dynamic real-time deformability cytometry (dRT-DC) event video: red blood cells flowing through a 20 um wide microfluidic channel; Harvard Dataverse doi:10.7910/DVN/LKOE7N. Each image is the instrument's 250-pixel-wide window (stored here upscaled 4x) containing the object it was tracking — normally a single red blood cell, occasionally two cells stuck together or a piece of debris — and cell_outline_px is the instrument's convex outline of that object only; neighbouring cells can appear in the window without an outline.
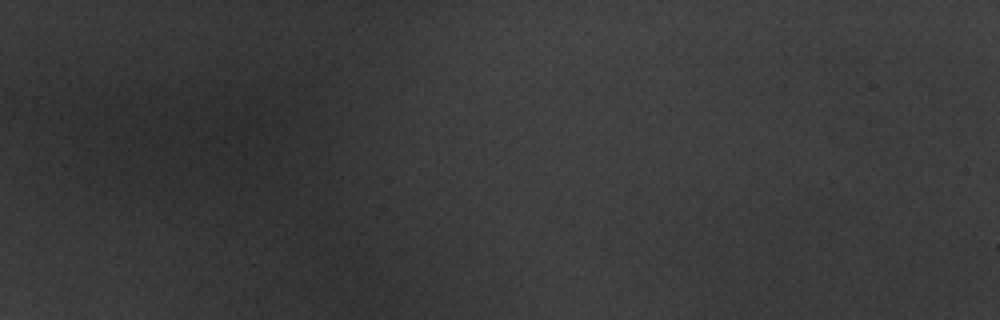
{"species": "common noctule bat (a hibernating species)", "species_latin": "Nyctalus noctula", "temperature_condition": "warm", "stored_images_in_passage": 3, "camera_frame_rate_fps": 3000, "um_per_image_px": 0.085, "animal": {"sex": "male", "body_mass_g": 20.1, "forearm_length_mm": 53.5}, "frame": {"image": 1, "passage_image": 2, "time_ms": 0.333, "image_size_px": [1000, 320], "cell_outline_px": [[292, 128], [288, 148], [276, 164], [268, 168], [224, 160], [220, 156], [216, 132], [236, 116], [260, 116], [284, 120]], "centroid_in_image_um": [21.6, 11.94], "position_along_channel_um": 63.4, "area_um2": 22.31}}